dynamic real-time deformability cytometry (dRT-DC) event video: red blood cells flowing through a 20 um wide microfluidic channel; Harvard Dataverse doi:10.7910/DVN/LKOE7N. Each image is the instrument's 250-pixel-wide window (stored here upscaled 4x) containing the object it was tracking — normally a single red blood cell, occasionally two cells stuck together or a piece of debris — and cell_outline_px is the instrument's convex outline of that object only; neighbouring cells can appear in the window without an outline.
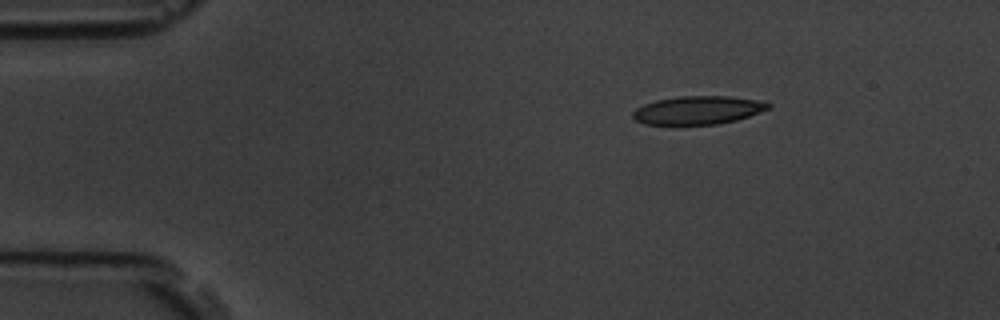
{"species": "common noctule bat (a hibernating species)", "species_latin": "Nyctalus noctula", "temperature_condition": "room temperature", "stored_images_in_passage": 4, "camera_frame_rate_fps": 3000, "um_per_image_px": 0.085, "animal": {"sex": "male", "body_mass_g": 19.5, "forearm_length_mm": 54.6}, "frame": {"image": 1, "passage_image": 1, "time_ms": 0.0, "image_size_px": [1000, 320], "cell_outline_px": [[772, 104], [768, 108], [748, 116], [736, 120], [716, 124], [644, 124], [636, 120], [632, 116], [632, 112], [636, 108], [644, 104], [656, 100], [680, 96], [728, 96], [756, 100]], "centroid_in_image_um": [59.28, 9.36], "position_along_channel_um": 25.7, "area_um2": 22.02}}
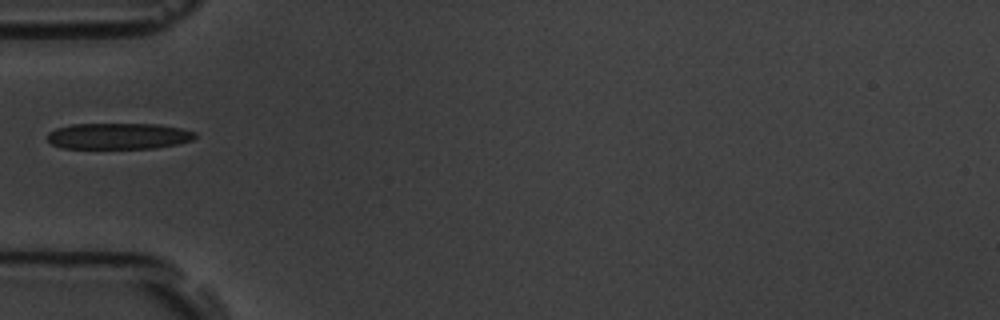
{"frame": {"image": 2, "passage_image": 4, "time_ms": 3.333, "image_size_px": [1000, 320], "cell_outline_px": [[196, 136], [192, 140], [176, 144], [156, 148], [60, 148], [52, 144], [44, 136], [48, 132], [56, 128], [72, 124], [160, 124], [180, 128], [196, 132]], "centroid_in_image_um": [10.03, 11.56], "position_along_channel_um": 75.0, "area_um2": 22.66}}